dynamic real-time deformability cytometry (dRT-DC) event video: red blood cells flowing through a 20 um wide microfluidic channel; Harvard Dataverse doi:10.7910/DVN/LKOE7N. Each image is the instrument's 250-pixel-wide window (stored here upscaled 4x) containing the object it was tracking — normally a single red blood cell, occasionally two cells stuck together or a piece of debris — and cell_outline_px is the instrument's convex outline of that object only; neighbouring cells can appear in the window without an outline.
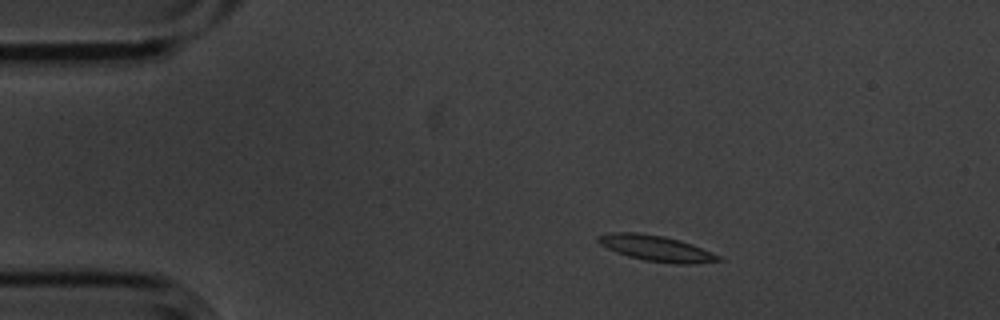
{"species": "common noctule bat (a hibernating species)", "species_latin": "Nyctalus noctula", "temperature_condition": "cold", "stored_images_in_passage": 9, "camera_frame_rate_fps": 3000, "um_per_image_px": 0.085, "animal": {"sex": "male", "body_mass_g": 20.1, "forearm_length_mm": 53.5}, "frame": {"image": 1, "passage_image": 1, "time_ms": 0.0, "image_size_px": [1000, 320], "cell_outline_px": [[724, 260], [692, 264], [676, 264], [644, 260], [628, 256], [616, 252], [600, 244], [596, 240], [596, 236], [612, 232], [636, 232], [664, 236], [680, 240], [692, 244], [712, 252], [720, 256]], "centroid_in_image_um": [55.78, 21.1], "position_along_channel_um": 29.2, "area_um2": 18.09}}
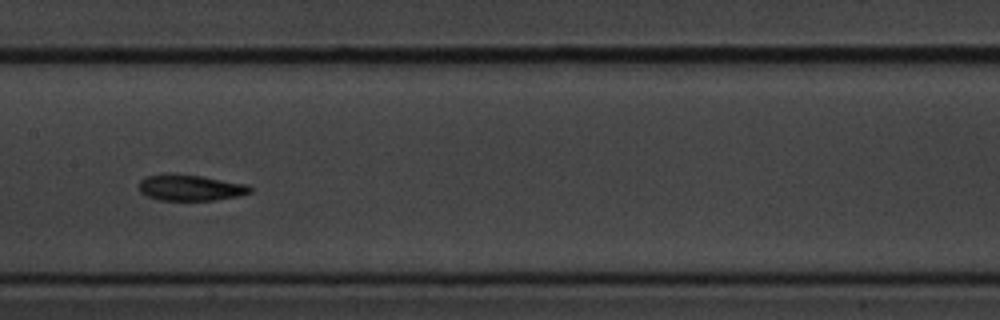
{"frame": {"image": 2, "passage_image": 6, "time_ms": 1.667, "image_size_px": [1000, 320], "cell_outline_px": [[252, 192], [240, 196], [216, 200], [160, 200], [148, 196], [140, 192], [136, 184], [140, 180], [148, 176], [164, 172], [200, 176], [248, 184], [252, 188]], "centroid_in_image_um": [16.16, 15.94], "position_along_channel_um": 191.2, "area_um2": 17.17}}
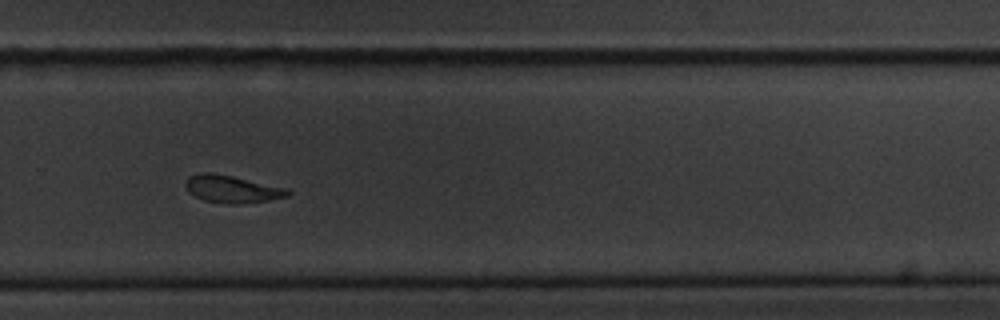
{"frame": {"image": 3, "passage_image": 9, "time_ms": 2.667, "image_size_px": [1000, 320], "cell_outline_px": [[292, 192], [288, 196], [268, 200], [240, 204], [228, 204], [204, 200], [188, 192], [184, 184], [188, 176], [200, 172], [212, 172], [232, 176], [288, 188]], "centroid_in_image_um": [19.71, 16.06], "position_along_channel_um": 310.1, "area_um2": 16.42}}